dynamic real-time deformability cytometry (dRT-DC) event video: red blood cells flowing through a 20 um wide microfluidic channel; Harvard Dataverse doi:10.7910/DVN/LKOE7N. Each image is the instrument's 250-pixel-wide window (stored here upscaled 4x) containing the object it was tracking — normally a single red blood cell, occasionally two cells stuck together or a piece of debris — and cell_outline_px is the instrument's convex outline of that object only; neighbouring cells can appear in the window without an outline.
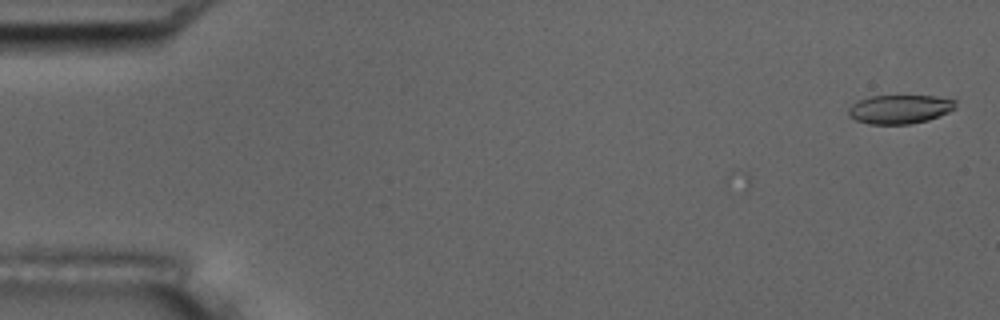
{"species": "common noctule bat (a hibernating species)", "species_latin": "Nyctalus noctula", "temperature_condition": "room temperature", "stored_images_in_passage": 2, "camera_frame_rate_fps": 3000, "um_per_image_px": 0.085, "animal": {"sex": "male", "body_mass_g": 17.5, "forearm_length_mm": 52.3}, "frame": {"image": 1, "passage_image": 2, "time_ms": 0.333, "image_size_px": [1000, 320], "cell_outline_px": [[956, 108], [940, 116], [928, 120], [912, 124], [868, 124], [856, 120], [848, 116], [848, 108], [856, 100], [872, 96], [936, 96], [956, 100]], "centroid_in_image_um": [76.47, 9.28], "position_along_channel_um": 8.5, "area_um2": 18.21}}